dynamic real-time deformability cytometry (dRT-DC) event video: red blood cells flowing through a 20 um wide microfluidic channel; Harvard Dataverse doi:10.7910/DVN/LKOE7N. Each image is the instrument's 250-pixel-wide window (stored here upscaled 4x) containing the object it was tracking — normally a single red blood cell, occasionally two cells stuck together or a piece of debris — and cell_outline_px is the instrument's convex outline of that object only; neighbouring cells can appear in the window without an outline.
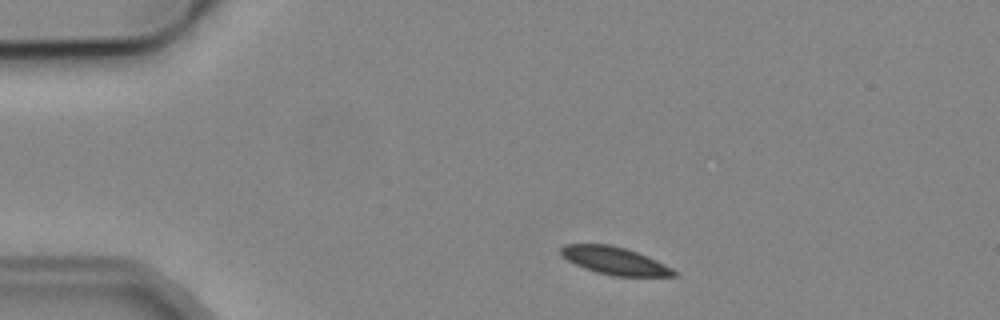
{"species": "common noctule bat (a hibernating species)", "species_latin": "Nyctalus noctula", "temperature_condition": "cold", "stored_images_in_passage": 3, "camera_frame_rate_fps": 3000, "um_per_image_px": 0.085, "animal": {"sex": "male", "body_mass_g": 19.2, "forearm_length_mm": 51.8}, "frame": {"image": 1, "passage_image": 1, "time_ms": 0.0, "image_size_px": [1000, 320], "cell_outline_px": [[680, 272], [676, 276], [616, 276], [596, 272], [584, 268], [568, 260], [560, 252], [560, 248], [564, 244], [608, 244], [624, 248], [648, 256]], "centroid_in_image_um": [52.28, 22.16], "position_along_channel_um": 32.7, "area_um2": 18.03}}
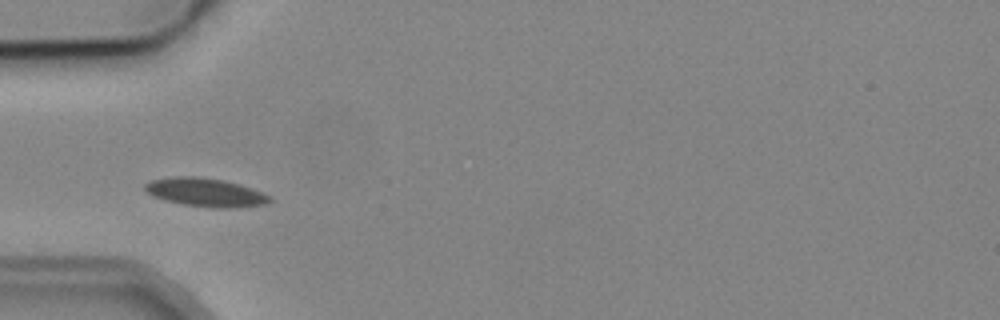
{"frame": {"image": 2, "passage_image": 3, "time_ms": 2.333, "image_size_px": [1000, 320], "cell_outline_px": [[272, 200], [264, 204], [232, 208], [212, 208], [184, 204], [164, 200], [152, 196], [144, 188], [144, 184], [152, 180], [172, 176], [196, 176], [224, 180], [252, 188], [268, 196]], "centroid_in_image_um": [17.42, 16.35], "position_along_channel_um": 67.6, "area_um2": 20.58}}